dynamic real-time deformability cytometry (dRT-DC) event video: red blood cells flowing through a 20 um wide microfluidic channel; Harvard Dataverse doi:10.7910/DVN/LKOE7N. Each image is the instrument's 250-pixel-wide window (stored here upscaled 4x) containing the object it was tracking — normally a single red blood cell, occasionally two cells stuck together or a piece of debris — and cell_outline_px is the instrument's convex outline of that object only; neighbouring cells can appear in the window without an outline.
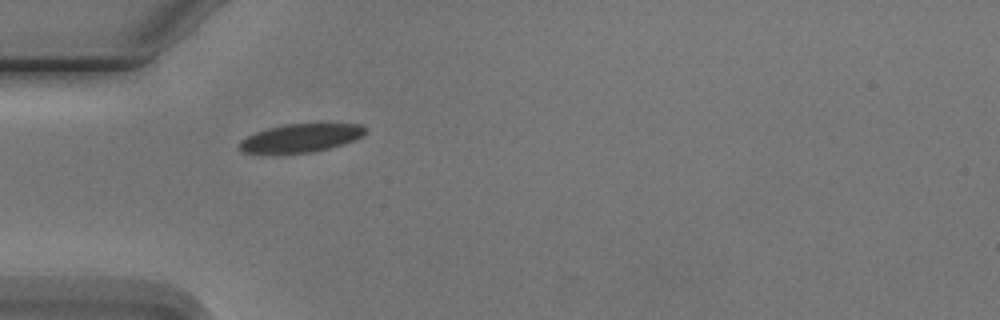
{"species": "Egyptian fruit bat (a non-hibernating species)", "species_latin": "Rousettus aegyptiacus", "temperature_condition": "cold", "stored_images_in_passage": 1, "camera_frame_rate_fps": 3000, "um_per_image_px": 0.085, "animal": {"sex": "male"}, "frame": {"image": 1, "passage_image": 1, "time_ms": 0.0, "image_size_px": [1000, 320], "cell_outline_px": [[364, 132], [360, 136], [352, 140], [328, 148], [312, 152], [244, 152], [240, 148], [240, 140], [256, 132], [268, 128], [288, 124], [328, 120], [360, 124], [364, 128]], "centroid_in_image_um": [25.65, 11.65], "position_along_channel_um": 59.4, "area_um2": 20.87}}